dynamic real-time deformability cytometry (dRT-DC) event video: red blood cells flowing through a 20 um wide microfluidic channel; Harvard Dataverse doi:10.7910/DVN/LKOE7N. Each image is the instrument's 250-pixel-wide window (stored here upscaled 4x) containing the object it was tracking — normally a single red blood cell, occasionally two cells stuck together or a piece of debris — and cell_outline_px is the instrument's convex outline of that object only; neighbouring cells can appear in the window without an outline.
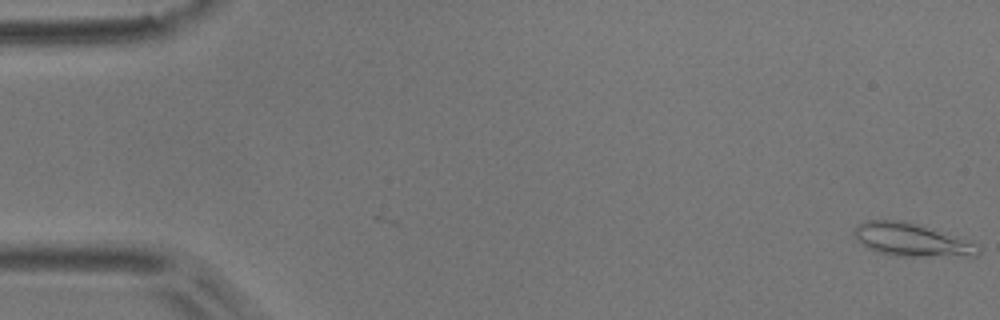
{"species": "common noctule bat (a hibernating species)", "species_latin": "Nyctalus noctula", "temperature_condition": "room temperature", "stored_images_in_passage": 5, "camera_frame_rate_fps": 3000, "um_per_image_px": 0.085, "animal": {"sex": "male", "body_mass_g": 17.9}, "frame": {"image": 1, "passage_image": 1, "time_ms": 0.0, "image_size_px": [1000, 320], "cell_outline_px": [[980, 252], [976, 256], [896, 256], [880, 252], [868, 248], [852, 232], [856, 224], [868, 220], [908, 220], [936, 228], [976, 244], [980, 248]], "centroid_in_image_um": [77.51, 20.36], "position_along_channel_um": 7.5, "area_um2": 24.04}}